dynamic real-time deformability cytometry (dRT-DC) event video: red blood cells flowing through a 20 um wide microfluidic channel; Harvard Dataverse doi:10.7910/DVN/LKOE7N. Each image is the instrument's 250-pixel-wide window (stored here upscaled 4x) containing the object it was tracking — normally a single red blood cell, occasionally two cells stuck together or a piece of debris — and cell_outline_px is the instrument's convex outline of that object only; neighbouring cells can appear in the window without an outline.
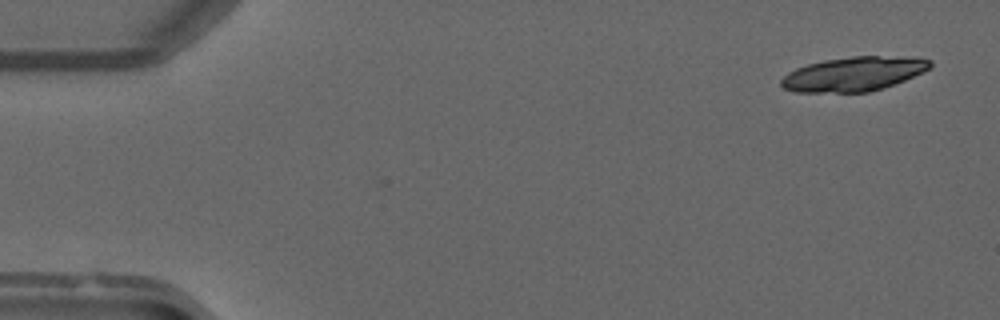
{"species": "common noctule bat (a hibernating species)", "species_latin": "Nyctalus noctula", "temperature_condition": "warm", "stored_images_in_passage": 18, "camera_frame_rate_fps": 3000, "um_per_image_px": 0.085, "animal": {"sex": "male", "forearm_length_mm": 52.5}, "frame": {"image": 1, "passage_image": 3, "time_ms": 0.667, "image_size_px": [1000, 320], "cell_outline_px": [[932, 64], [928, 68], [904, 80], [868, 92], [792, 92], [784, 88], [780, 84], [780, 80], [788, 72], [796, 68], [808, 64], [824, 60], [852, 56], [880, 56], [932, 60]], "centroid_in_image_um": [72.45, 6.29], "position_along_channel_um": 12.6, "area_um2": 29.13}}